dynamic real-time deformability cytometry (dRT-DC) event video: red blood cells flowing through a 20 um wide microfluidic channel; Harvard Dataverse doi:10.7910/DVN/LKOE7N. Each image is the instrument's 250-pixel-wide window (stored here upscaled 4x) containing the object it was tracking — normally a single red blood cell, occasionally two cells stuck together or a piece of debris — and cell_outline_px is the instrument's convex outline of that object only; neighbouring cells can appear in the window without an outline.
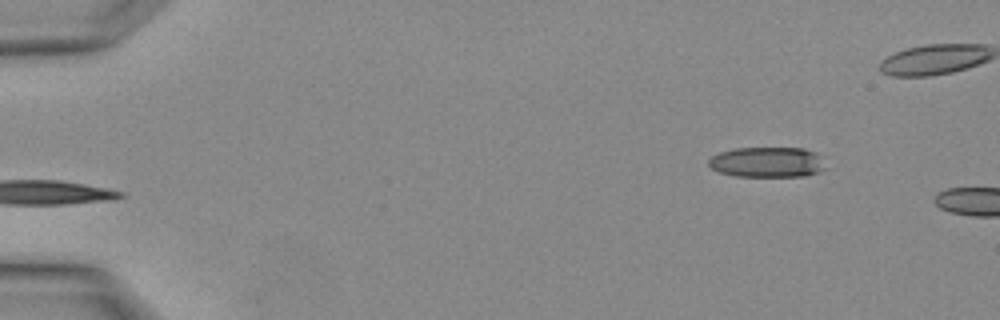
{"species": "Egyptian fruit bat (a non-hibernating species)", "species_latin": "Rousettus aegyptiacus", "temperature_condition": "warm", "stored_images_in_passage": 2, "camera_frame_rate_fps": 3000, "um_per_image_px": 0.085, "animal": {"sex": "female"}, "frame": {"image": 1, "passage_image": 2, "time_ms": 0.333, "image_size_px": [1000, 320], "cell_outline_px": [[828, 168], [820, 172], [804, 176], [736, 176], [720, 172], [712, 168], [708, 164], [708, 160], [712, 156], [720, 152], [736, 148], [804, 148], [816, 152]], "centroid_in_image_um": [65.26, 13.78], "position_along_channel_um": 19.7, "area_um2": 20.75}}